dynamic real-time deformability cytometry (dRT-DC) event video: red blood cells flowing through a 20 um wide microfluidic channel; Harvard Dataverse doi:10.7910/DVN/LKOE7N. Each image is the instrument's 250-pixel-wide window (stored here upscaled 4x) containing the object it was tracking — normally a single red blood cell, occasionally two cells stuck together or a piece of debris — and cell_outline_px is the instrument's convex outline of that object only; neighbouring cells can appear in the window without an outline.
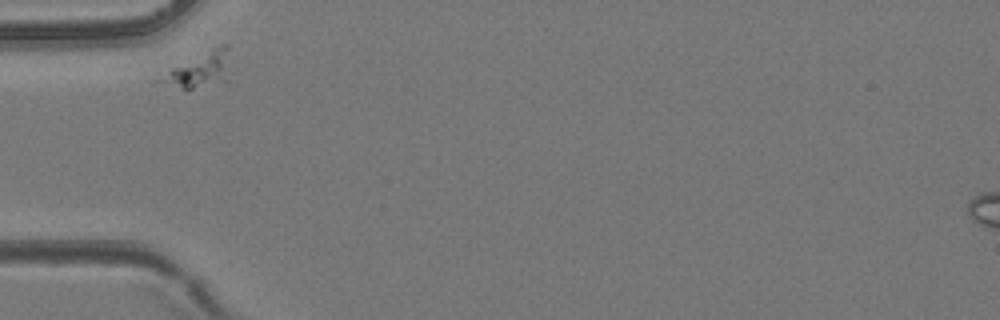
{"species": "common noctule bat (a hibernating species)", "species_latin": "Nyctalus noctula", "temperature_condition": "room temperature", "stored_images_in_passage": 24, "camera_frame_rate_fps": 3000, "um_per_image_px": 0.085, "animal": {"sex": "female", "body_mass_g": 24.6, "forearm_length_mm": 56.2}, "frame": {"image": 1, "passage_image": 1, "time_ms": 0.0, "image_size_px": [1000, 320], "cell_outline_px": [[228, 48], [224, 80], [192, 88], [184, 88], [152, 80], [172, 68], [216, 44], [228, 44]], "centroid_in_image_um": [16.88, 5.87], "position_along_channel_um": 68.1, "area_um2": 13.47}}
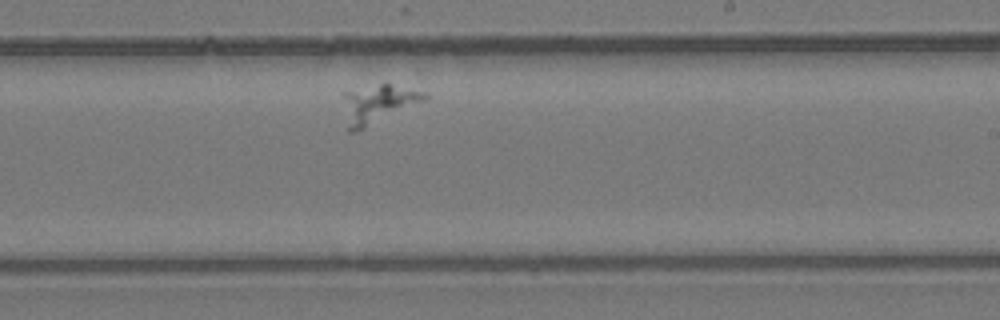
{"frame": {"image": 2, "passage_image": 15, "time_ms": 4.667, "image_size_px": [1000, 320], "cell_outline_px": [[428, 96], [424, 100], [356, 132], [348, 132], [344, 96], [344, 92], [380, 84], [388, 84], [424, 92]], "centroid_in_image_um": [32.1, 8.85], "position_along_channel_um": 256.9, "area_um2": 17.4}}
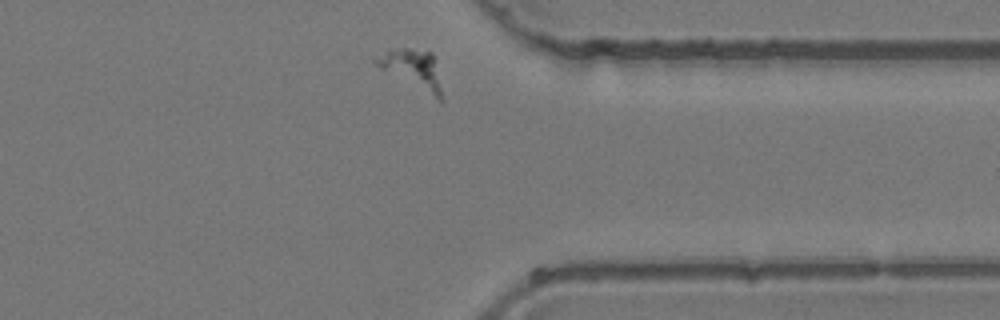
{"frame": {"image": 3, "passage_image": 24, "time_ms": 7.667, "image_size_px": [1000, 320], "cell_outline_px": [[444, 100], [440, 104], [372, 64], [388, 48], [408, 48], [432, 52]], "centroid_in_image_um": [35.09, 5.97], "position_along_channel_um": 376.3, "area_um2": 15.55}}